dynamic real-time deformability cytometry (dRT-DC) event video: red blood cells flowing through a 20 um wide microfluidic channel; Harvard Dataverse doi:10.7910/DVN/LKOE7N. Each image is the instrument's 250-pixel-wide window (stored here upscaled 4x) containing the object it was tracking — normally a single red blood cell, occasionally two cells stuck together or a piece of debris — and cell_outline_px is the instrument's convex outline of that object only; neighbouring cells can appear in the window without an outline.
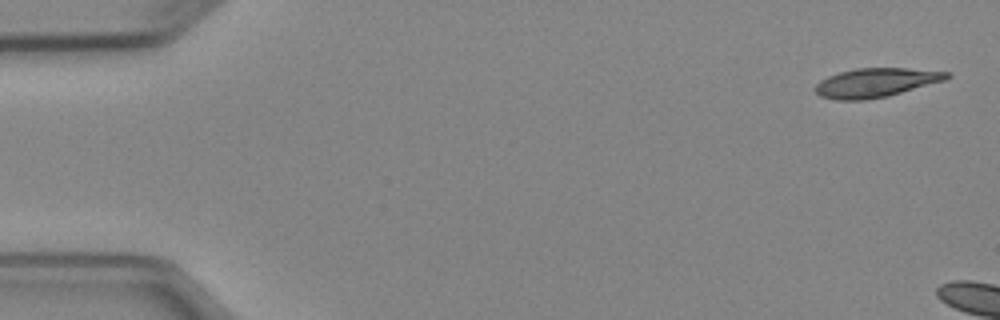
{"species": "Egyptian fruit bat (a non-hibernating species)", "species_latin": "Rousettus aegyptiacus", "temperature_condition": "cold", "stored_images_in_passage": 3, "camera_frame_rate_fps": 3000, "um_per_image_px": 0.085, "animal": {"sex": "female"}, "frame": {"image": 1, "passage_image": 1, "time_ms": 0.0, "image_size_px": [1000, 320], "cell_outline_px": [[952, 76], [944, 80], [888, 96], [864, 100], [836, 100], [820, 96], [816, 92], [816, 84], [820, 80], [828, 76], [840, 72], [856, 68], [908, 68], [948, 72]], "centroid_in_image_um": [74.43, 7.02], "position_along_channel_um": 10.6, "area_um2": 22.08}}